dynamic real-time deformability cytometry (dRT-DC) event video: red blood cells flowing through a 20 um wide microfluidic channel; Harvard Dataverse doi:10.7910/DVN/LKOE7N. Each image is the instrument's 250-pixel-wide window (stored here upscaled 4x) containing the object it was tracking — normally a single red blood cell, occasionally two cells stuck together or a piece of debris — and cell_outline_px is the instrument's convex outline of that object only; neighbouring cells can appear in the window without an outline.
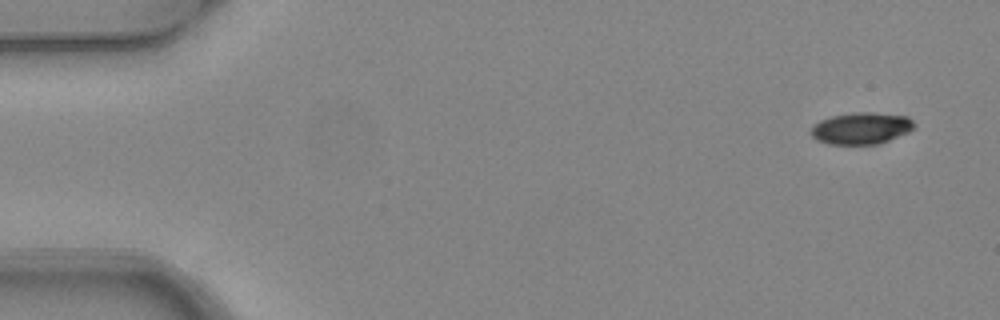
{"species": "common noctule bat (a hibernating species)", "species_latin": "Nyctalus noctula", "temperature_condition": "warm", "stored_images_in_passage": 4, "camera_frame_rate_fps": 3000, "um_per_image_px": 0.085, "animal": {"sex": "female", "body_mass_g": 24.6, "forearm_length_mm": 56.2}, "frame": {"image": 1, "passage_image": 1, "time_ms": 0.0, "image_size_px": [1000, 320], "cell_outline_px": [[916, 124], [908, 132], [880, 144], [828, 144], [816, 140], [808, 132], [820, 120], [832, 116], [852, 112], [872, 112], [908, 116]], "centroid_in_image_um": [73.2, 10.9], "position_along_channel_um": 11.8, "area_um2": 19.19}}